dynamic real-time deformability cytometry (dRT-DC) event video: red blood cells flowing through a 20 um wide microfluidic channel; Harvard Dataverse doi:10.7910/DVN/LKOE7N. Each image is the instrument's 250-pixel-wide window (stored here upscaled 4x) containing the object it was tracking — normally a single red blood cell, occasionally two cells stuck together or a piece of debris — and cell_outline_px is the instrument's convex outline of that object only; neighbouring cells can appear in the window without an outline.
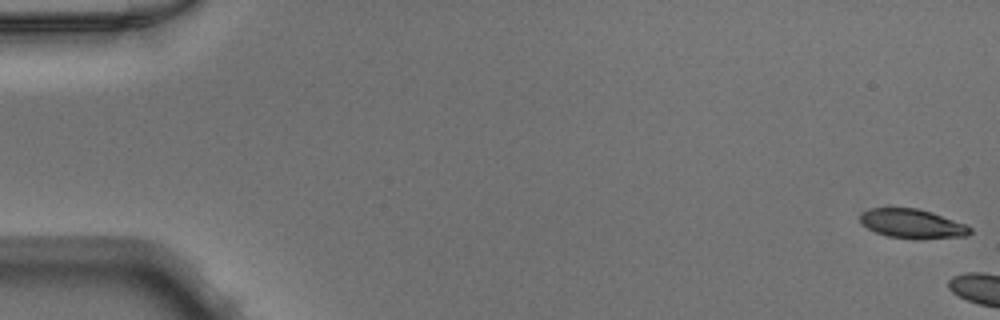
{"species": "Egyptian fruit bat (a non-hibernating species)", "species_latin": "Rousettus aegyptiacus", "temperature_condition": "warm", "stored_images_in_passage": 5, "camera_frame_rate_fps": 3000, "um_per_image_px": 0.085, "animal": {"sex": "male"}, "frame": {"image": 1, "passage_image": 1, "time_ms": 0.0, "image_size_px": [1000, 320], "cell_outline_px": [[972, 232], [968, 236], [888, 236], [876, 232], [868, 228], [860, 220], [860, 216], [864, 212], [872, 208], [916, 208], [964, 224], [972, 228]], "centroid_in_image_um": [77.5, 18.97], "position_along_channel_um": 7.5, "area_um2": 17.28}}